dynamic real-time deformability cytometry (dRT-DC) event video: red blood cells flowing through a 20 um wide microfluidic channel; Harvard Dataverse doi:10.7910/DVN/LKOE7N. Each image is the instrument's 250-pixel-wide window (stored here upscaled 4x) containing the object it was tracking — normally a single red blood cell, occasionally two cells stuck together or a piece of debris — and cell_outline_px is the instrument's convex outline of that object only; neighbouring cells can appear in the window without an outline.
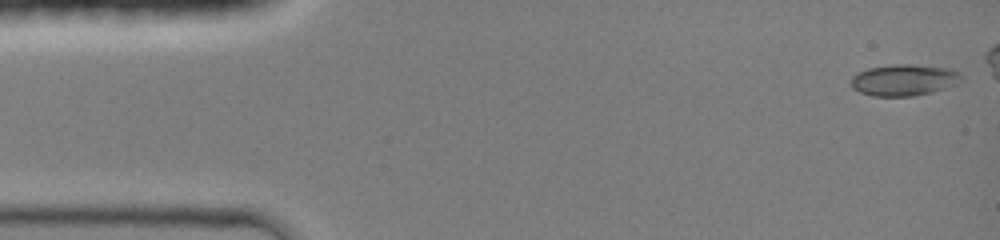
{"species": "common noctule bat (a hibernating species)", "species_latin": "Nyctalus noctula", "temperature_condition": "room temperature", "stored_images_in_passage": 39, "camera_frame_rate_fps": 3000, "um_per_image_px": 0.085, "animal": {"sex": "female", "body_mass_g": 19.0, "forearm_length_mm": 51.5}, "frame": {"image": 1, "passage_image": 1, "time_ms": 0.0, "image_size_px": [1000, 240], "cell_outline_px": [[964, 80], [956, 84], [932, 92], [912, 96], [872, 96], [860, 92], [852, 88], [852, 76], [856, 72], [868, 68], [892, 64], [912, 64], [948, 68], [960, 72], [964, 76]], "centroid_in_image_um": [76.86, 6.79], "position_along_channel_um": 8.1, "area_um2": 20.4}}
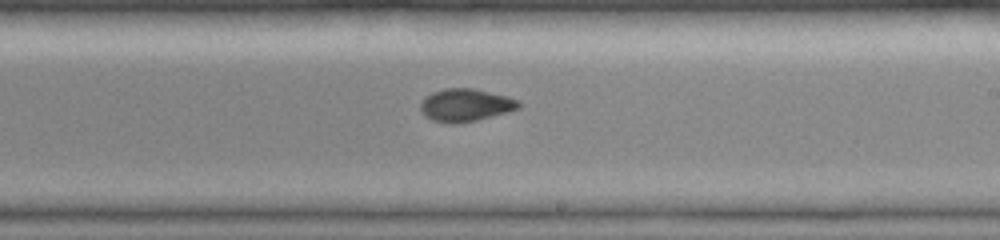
{"frame": {"image": 2, "passage_image": 26, "time_ms": 8.333, "image_size_px": [1000, 240], "cell_outline_px": [[520, 108], [476, 120], [452, 124], [432, 120], [424, 116], [420, 108], [420, 104], [432, 92], [444, 88], [472, 88], [508, 96], [516, 100], [520, 104]], "centroid_in_image_um": [39.55, 8.93], "position_along_channel_um": 249.5, "area_um2": 18.44}}
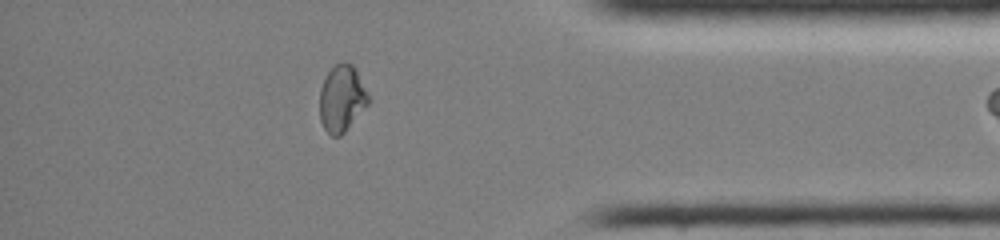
{"frame": {"image": 3, "passage_image": 38, "time_ms": 12.333, "image_size_px": [1000, 240], "cell_outline_px": [[368, 104], [344, 132], [340, 136], [332, 136], [324, 128], [320, 120], [320, 88], [328, 72], [336, 64], [344, 60], [352, 64], [356, 68], [368, 92]], "centroid_in_image_um": [29.06, 8.34], "position_along_channel_um": 406.1, "area_um2": 18.84}}